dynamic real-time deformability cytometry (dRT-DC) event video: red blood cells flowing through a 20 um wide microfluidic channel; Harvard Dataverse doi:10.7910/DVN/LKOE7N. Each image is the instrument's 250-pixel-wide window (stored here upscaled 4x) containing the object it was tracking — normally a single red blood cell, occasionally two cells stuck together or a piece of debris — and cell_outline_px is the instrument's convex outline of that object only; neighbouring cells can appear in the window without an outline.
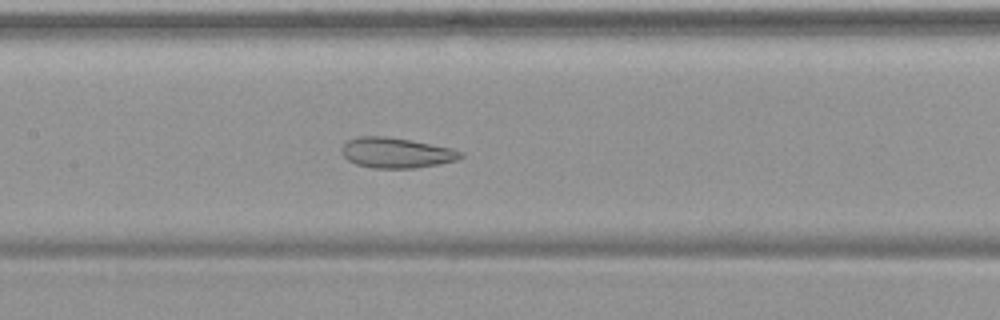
{"species": "common noctule bat (a hibernating species)", "species_latin": "Nyctalus noctula", "temperature_condition": "warm", "stored_images_in_passage": 55, "camera_frame_rate_fps": 3000, "um_per_image_px": 0.085, "animal": {"sex": "female", "body_mass_g": 19.9}, "frame": {"image": 1, "passage_image": 27, "time_ms": 8.667, "image_size_px": [1000, 320], "cell_outline_px": [[464, 156], [456, 160], [440, 164], [416, 168], [372, 168], [356, 164], [348, 160], [340, 152], [340, 148], [348, 140], [360, 136], [384, 136], [412, 140], [452, 148], [464, 152]], "centroid_in_image_um": [33.69, 12.99], "position_along_channel_um": 173.7, "area_um2": 21.21}}
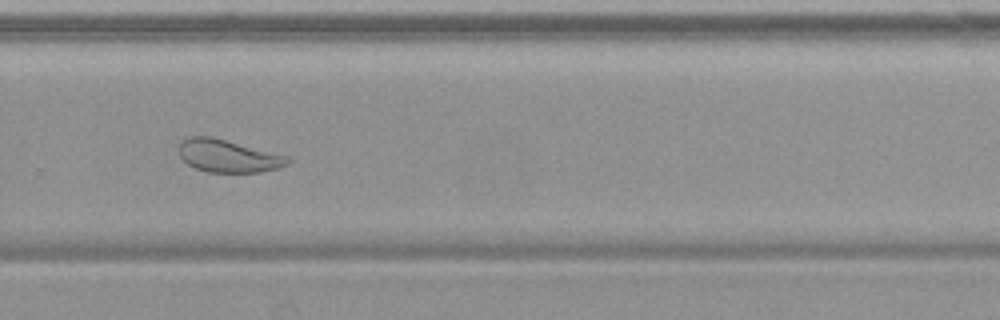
{"frame": {"image": 2, "passage_image": 38, "time_ms": 12.333, "image_size_px": [1000, 320], "cell_outline_px": [[292, 160], [288, 164], [276, 168], [260, 172], [208, 172], [196, 168], [188, 164], [180, 156], [176, 148], [180, 140], [188, 136], [212, 136], [288, 156]], "centroid_in_image_um": [19.34, 13.24], "position_along_channel_um": 310.5, "area_um2": 20.87}}
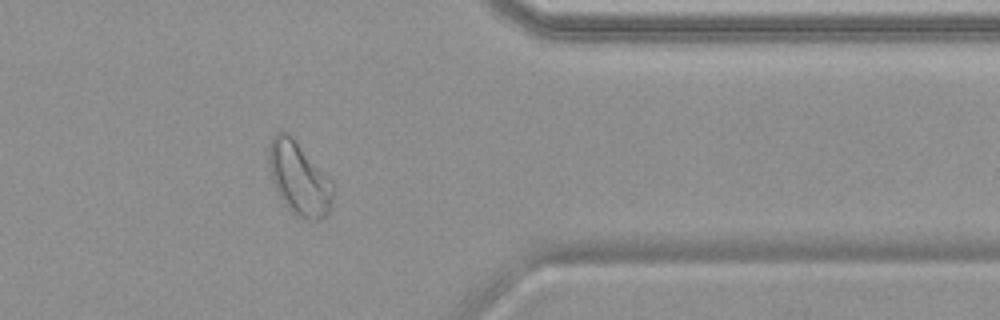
{"frame": {"image": 3, "passage_image": 45, "time_ms": 14.667, "image_size_px": [1000, 320], "cell_outline_px": [[336, 184], [332, 204], [328, 212], [324, 216], [316, 220], [312, 220], [296, 216], [284, 204], [272, 180], [268, 168], [268, 144], [272, 136], [276, 132], [288, 132], [296, 140]], "centroid_in_image_um": [25.43, 15.14], "position_along_channel_um": 386.0, "area_um2": 27.8}, "authors_computed_cell_mechanics": {"area_um2": 29.767, "velocity_mm_per_s": 3.7447, "shape_relaxation_time_tau1_ms": null, "shape_relaxation_time_tau2_ms": 1.5698, "deformation_change_tau1": null, "deformation_change_tau2": 0.0875}}